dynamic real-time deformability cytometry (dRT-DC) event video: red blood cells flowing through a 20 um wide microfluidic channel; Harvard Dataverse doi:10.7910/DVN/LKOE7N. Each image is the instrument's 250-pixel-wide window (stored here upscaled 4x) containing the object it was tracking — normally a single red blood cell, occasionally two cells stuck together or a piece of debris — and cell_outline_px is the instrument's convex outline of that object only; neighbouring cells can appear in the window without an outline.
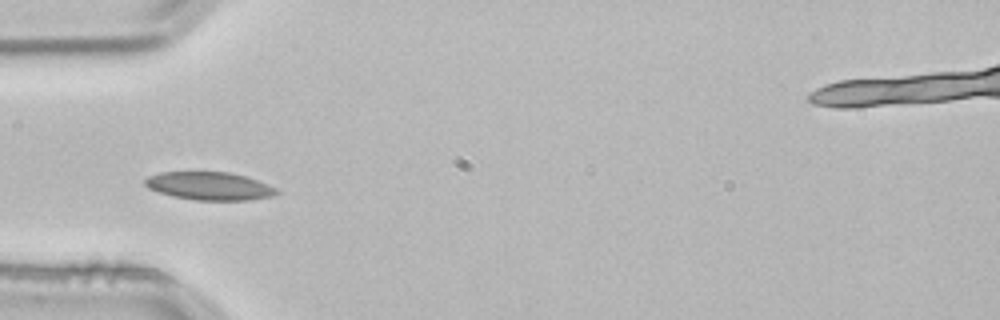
{"species": "common noctule bat (a hibernating species)", "species_latin": "Nyctalus noctula", "temperature_condition": "room temperature", "stored_images_in_passage": 2, "camera_frame_rate_fps": 3000, "um_per_image_px": 0.085, "animal": {"sex": "male", "body_mass_g": 21.5, "forearm_length_mm": 52.0}, "frame": {"image": 1, "passage_image": 2, "time_ms": 0.333, "image_size_px": [1000, 320], "cell_outline_px": [[280, 192], [272, 196], [248, 200], [196, 200], [172, 196], [148, 188], [144, 184], [144, 180], [148, 176], [160, 172], [228, 172], [244, 176], [268, 184], [276, 188]], "centroid_in_image_um": [17.79, 15.81], "position_along_channel_um": 67.2, "area_um2": 21.39}}